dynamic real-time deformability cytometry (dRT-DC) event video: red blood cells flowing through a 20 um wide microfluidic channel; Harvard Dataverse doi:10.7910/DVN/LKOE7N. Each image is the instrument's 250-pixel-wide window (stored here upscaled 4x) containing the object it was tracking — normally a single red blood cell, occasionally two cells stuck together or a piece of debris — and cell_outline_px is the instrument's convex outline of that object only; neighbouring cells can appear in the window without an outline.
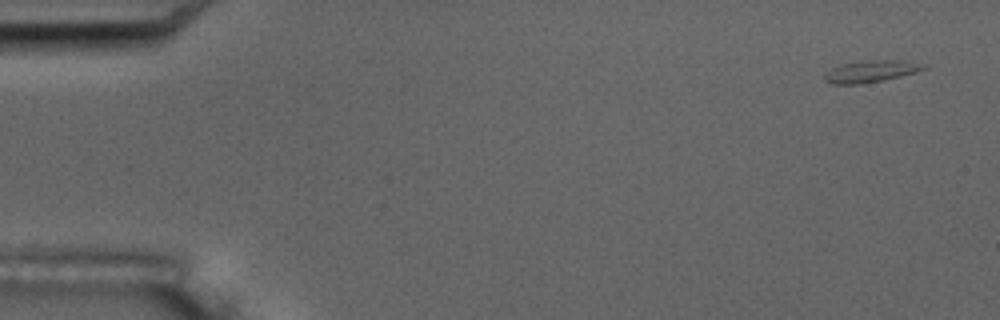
{"species": "common noctule bat (a hibernating species)", "species_latin": "Nyctalus noctula", "temperature_condition": "room temperature", "stored_images_in_passage": 4, "camera_frame_rate_fps": 3000, "um_per_image_px": 0.085, "animal": {"sex": "male", "body_mass_g": 17.5, "forearm_length_mm": 52.3}, "frame": {"image": 1, "passage_image": 1, "time_ms": 0.0, "image_size_px": [1000, 320], "cell_outline_px": [[928, 68], [916, 72], [900, 76], [860, 84], [832, 84], [824, 80], [824, 76], [832, 68], [840, 64], [864, 60], [904, 60], [928, 64]], "centroid_in_image_um": [74.07, 6.04], "position_along_channel_um": 10.9, "area_um2": 12.66}}